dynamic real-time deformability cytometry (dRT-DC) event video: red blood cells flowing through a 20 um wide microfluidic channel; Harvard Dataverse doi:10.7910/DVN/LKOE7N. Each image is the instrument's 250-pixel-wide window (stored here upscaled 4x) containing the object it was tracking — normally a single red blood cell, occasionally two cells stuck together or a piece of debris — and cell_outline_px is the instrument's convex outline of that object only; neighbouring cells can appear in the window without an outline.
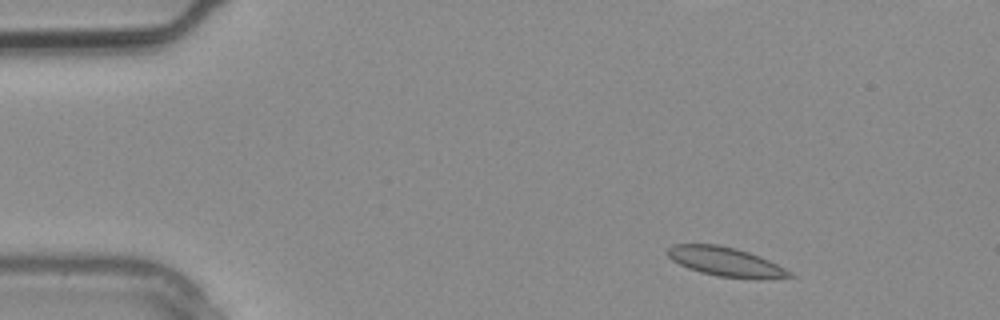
{"species": "common noctule bat (a hibernating species)", "species_latin": "Nyctalus noctula", "temperature_condition": "warm", "stored_images_in_passage": 3, "camera_frame_rate_fps": 3000, "um_per_image_px": 0.085, "animal": {"sex": "male", "body_mass_g": 20.4}, "frame": {"image": 1, "passage_image": 1, "time_ms": 0.0, "image_size_px": [1000, 320], "cell_outline_px": [[796, 276], [716, 276], [700, 272], [688, 268], [672, 260], [664, 252], [672, 244], [720, 244], [736, 248], [748, 252], [768, 260], [792, 272]], "centroid_in_image_um": [61.51, 22.18], "position_along_channel_um": 23.5, "area_um2": 19.83}}